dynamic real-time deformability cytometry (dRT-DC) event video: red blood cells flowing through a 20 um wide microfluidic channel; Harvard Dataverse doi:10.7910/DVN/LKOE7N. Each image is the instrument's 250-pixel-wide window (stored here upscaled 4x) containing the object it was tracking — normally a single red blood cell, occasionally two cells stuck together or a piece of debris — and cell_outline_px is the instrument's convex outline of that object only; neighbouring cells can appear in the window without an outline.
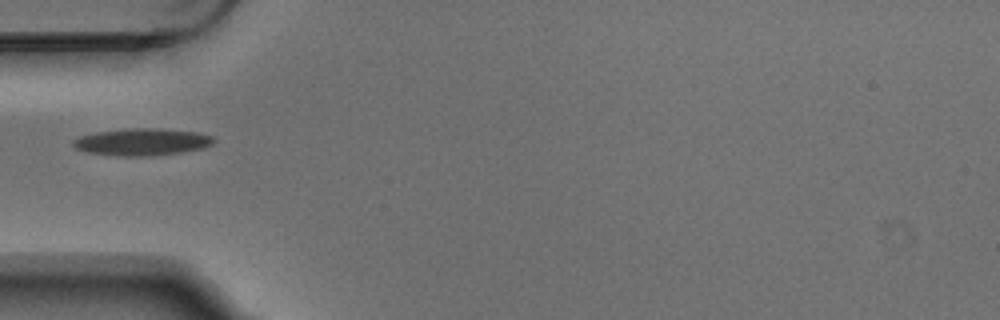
{"species": "Egyptian fruit bat (a non-hibernating species)", "species_latin": "Rousettus aegyptiacus", "temperature_condition": "warm", "stored_images_in_passage": 3, "camera_frame_rate_fps": 3000, "um_per_image_px": 0.085, "animal": {"sex": "male"}, "frame": {"image": 1, "passage_image": 3, "time_ms": 0.667, "image_size_px": [1000, 320], "cell_outline_px": [[216, 140], [212, 144], [204, 148], [184, 152], [152, 156], [120, 156], [88, 152], [76, 148], [72, 144], [72, 140], [80, 136], [96, 132], [128, 128], [160, 128], [196, 132], [212, 136]], "centroid_in_image_um": [12.1, 12.06], "position_along_channel_um": 72.9, "area_um2": 22.31}}